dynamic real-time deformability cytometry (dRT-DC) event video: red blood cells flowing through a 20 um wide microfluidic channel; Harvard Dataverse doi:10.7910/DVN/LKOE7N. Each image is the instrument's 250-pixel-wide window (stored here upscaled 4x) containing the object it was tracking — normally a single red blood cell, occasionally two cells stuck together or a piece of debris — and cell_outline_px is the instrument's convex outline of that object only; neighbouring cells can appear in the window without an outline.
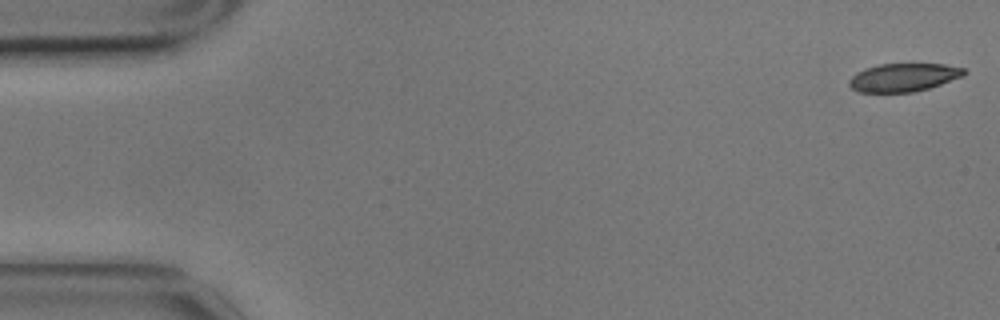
{"species": "common noctule bat (a hibernating species)", "species_latin": "Nyctalus noctula", "temperature_condition": "cold", "stored_images_in_passage": 14, "camera_frame_rate_fps": 3000, "um_per_image_px": 0.085, "animal": {"sex": "male", "body_mass_g": 17.9}, "frame": {"image": 1, "passage_image": 1, "time_ms": 0.0, "image_size_px": [1000, 320], "cell_outline_px": [[968, 72], [964, 76], [928, 88], [912, 92], [860, 92], [852, 88], [848, 84], [848, 80], [856, 72], [864, 68], [880, 64], [944, 64], [964, 68]], "centroid_in_image_um": [76.8, 6.57], "position_along_channel_um": 8.2, "area_um2": 18.9}}